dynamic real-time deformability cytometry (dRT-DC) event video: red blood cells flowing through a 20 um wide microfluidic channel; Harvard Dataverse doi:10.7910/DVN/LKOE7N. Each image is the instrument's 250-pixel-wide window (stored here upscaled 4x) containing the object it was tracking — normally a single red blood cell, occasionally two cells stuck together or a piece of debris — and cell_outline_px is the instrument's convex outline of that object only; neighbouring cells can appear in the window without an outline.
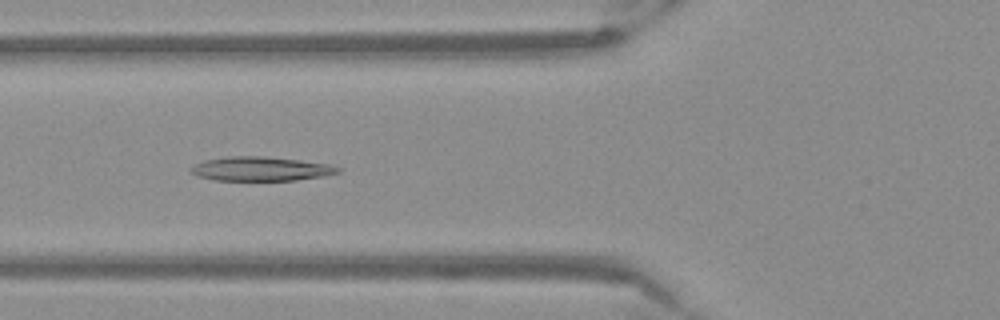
{"species": "Egyptian fruit bat (a non-hibernating species)", "species_latin": "Rousettus aegyptiacus", "temperature_condition": "warm", "stored_images_in_passage": 43, "camera_frame_rate_fps": 3000, "um_per_image_px": 0.085, "frame": {"image": 1, "passage_image": 10, "time_ms": 3.0, "image_size_px": [1000, 320], "cell_outline_px": [[340, 172], [320, 176], [296, 180], [212, 180], [196, 176], [188, 168], [204, 160], [224, 156], [264, 156], [300, 160], [328, 164], [340, 168]], "centroid_in_image_um": [22.1, 14.34], "position_along_channel_um": 103.7, "area_um2": 20.63}}
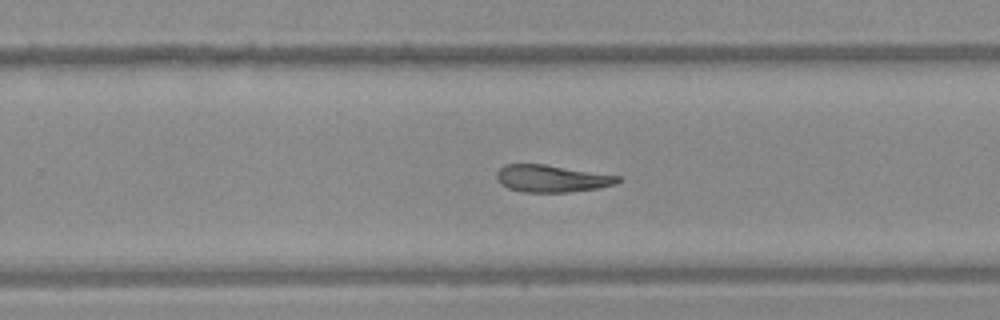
{"frame": {"image": 2, "passage_image": 24, "time_ms": 7.667, "image_size_px": [1000, 320], "cell_outline_px": [[620, 180], [616, 184], [600, 188], [568, 192], [524, 192], [508, 188], [500, 184], [496, 180], [496, 172], [504, 164], [544, 164], [620, 176]], "centroid_in_image_um": [46.87, 15.18], "position_along_channel_um": 282.9, "area_um2": 19.25}}
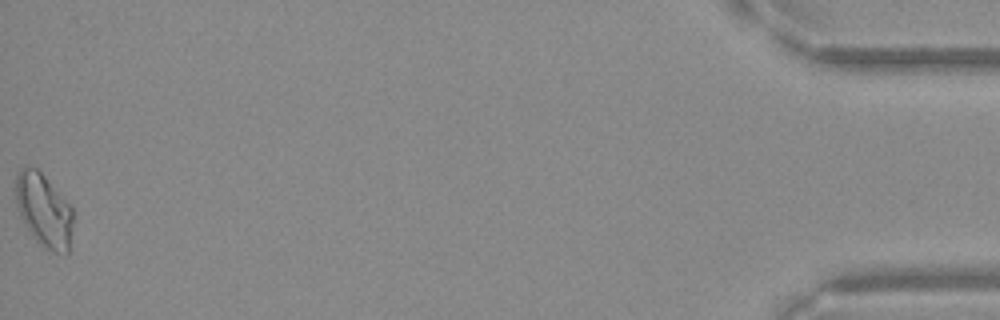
{"frame": {"image": 3, "passage_image": 43, "time_ms": 14.0, "image_size_px": [1000, 320], "cell_outline_px": [[72, 228], [68, 252], [52, 252], [44, 248], [36, 240], [24, 224], [20, 216], [16, 204], [16, 176], [20, 168], [24, 164], [36, 168], [44, 176], [72, 208]], "centroid_in_image_um": [3.69, 17.86], "position_along_channel_um": 431.5, "area_um2": 24.22}}